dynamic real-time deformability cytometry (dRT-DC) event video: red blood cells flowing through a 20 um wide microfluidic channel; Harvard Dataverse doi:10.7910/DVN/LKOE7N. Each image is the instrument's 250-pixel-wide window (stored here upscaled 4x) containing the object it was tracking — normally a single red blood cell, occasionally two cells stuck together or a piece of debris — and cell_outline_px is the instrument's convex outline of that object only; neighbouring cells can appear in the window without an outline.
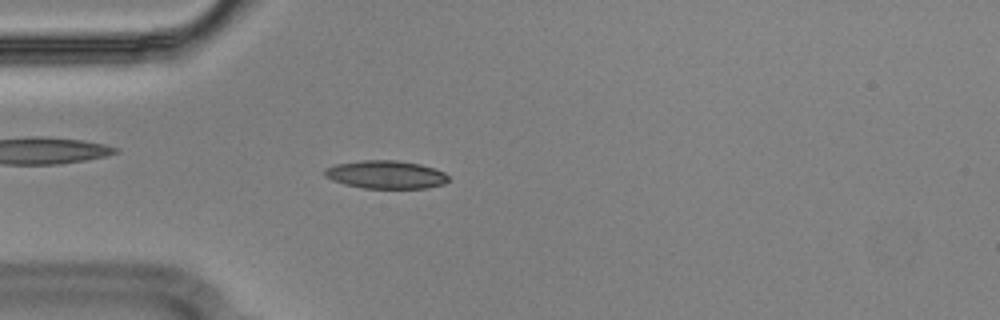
{"species": "Egyptian fruit bat (a non-hibernating species)", "species_latin": "Rousettus aegyptiacus", "temperature_condition": "cold", "stored_images_in_passage": 50, "segment_of_instrument_passage": [1, 2], "camera_frame_rate_fps": 3000, "um_per_image_px": 0.085, "animal": {"sex": "male"}, "frame": {"image": 1, "passage_image": 10, "time_ms": 3.0, "image_size_px": [1000, 320], "cell_outline_px": [[448, 180], [444, 184], [428, 188], [364, 188], [344, 184], [332, 180], [324, 176], [324, 168], [336, 164], [360, 160], [396, 160], [420, 164], [444, 172], [448, 176]], "centroid_in_image_um": [32.77, 14.84], "position_along_channel_um": 52.2, "area_um2": 20.29}}
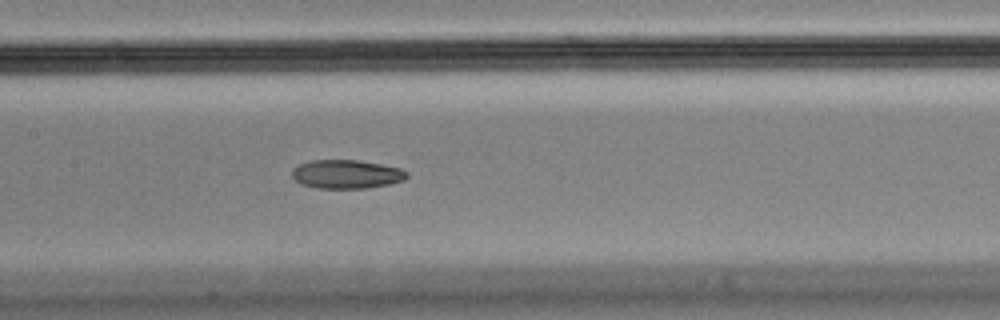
{"frame": {"image": 2, "passage_image": 21, "time_ms": 6.667, "image_size_px": [1000, 320], "cell_outline_px": [[408, 176], [404, 180], [388, 184], [368, 188], [316, 188], [300, 184], [292, 176], [292, 168], [300, 164], [312, 160], [360, 160], [400, 168], [408, 172]], "centroid_in_image_um": [29.44, 14.8], "position_along_channel_um": 178.0, "area_um2": 19.25}}
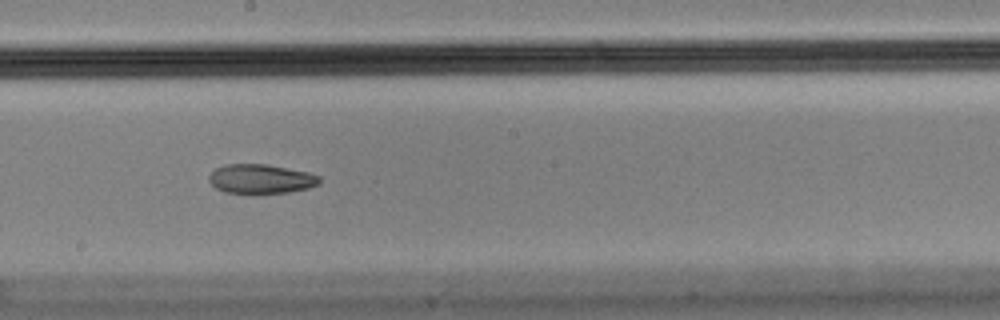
{"frame": {"image": 3, "passage_image": 25, "time_ms": 8.0, "image_size_px": [1000, 320], "cell_outline_px": [[320, 184], [308, 188], [288, 192], [224, 192], [216, 188], [208, 180], [208, 176], [216, 168], [224, 164], [264, 164], [308, 172], [320, 176]], "centroid_in_image_um": [22.17, 15.19], "position_along_channel_um": 226.0, "area_um2": 18.55}}